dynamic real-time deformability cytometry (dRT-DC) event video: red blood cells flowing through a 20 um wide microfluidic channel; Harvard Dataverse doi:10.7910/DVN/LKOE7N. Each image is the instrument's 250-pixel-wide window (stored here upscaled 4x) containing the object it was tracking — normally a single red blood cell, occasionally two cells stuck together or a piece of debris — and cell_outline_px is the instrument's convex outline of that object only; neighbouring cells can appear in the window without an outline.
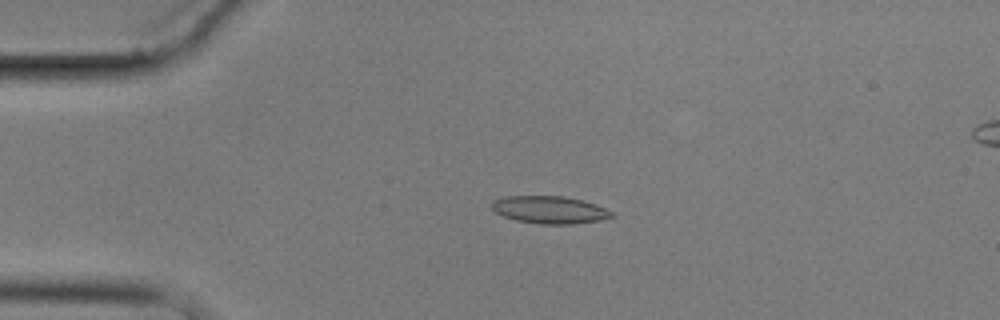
{"species": "common noctule bat (a hibernating species)", "species_latin": "Nyctalus noctula", "temperature_condition": "cold", "stored_images_in_passage": 5, "camera_frame_rate_fps": 3000, "um_per_image_px": 0.085, "animal": {"sex": "male", "body_mass_g": 17.9}, "frame": {"image": 1, "passage_image": 3, "time_ms": 2.333, "image_size_px": [1000, 320], "cell_outline_px": [[616, 216], [600, 220], [572, 224], [540, 224], [516, 220], [504, 216], [496, 212], [492, 208], [492, 200], [504, 196], [564, 196], [596, 204], [612, 212]], "centroid_in_image_um": [46.72, 17.83], "position_along_channel_um": 38.3, "area_um2": 19.13}}